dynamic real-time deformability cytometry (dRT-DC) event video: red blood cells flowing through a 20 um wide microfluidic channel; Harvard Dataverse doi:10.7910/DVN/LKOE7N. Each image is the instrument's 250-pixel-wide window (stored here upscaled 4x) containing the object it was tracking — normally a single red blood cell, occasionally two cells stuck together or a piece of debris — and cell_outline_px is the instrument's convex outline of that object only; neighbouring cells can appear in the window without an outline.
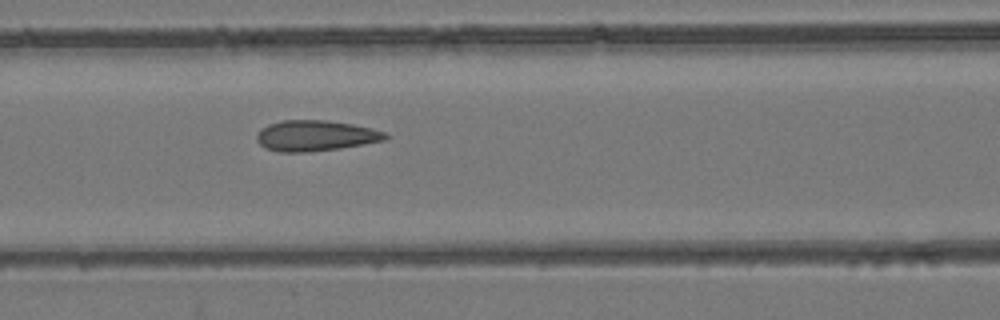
{"species": "common noctule bat (a hibernating species)", "species_latin": "Nyctalus noctula", "temperature_condition": "room temperature", "stored_images_in_passage": 6, "camera_frame_rate_fps": 3000, "um_per_image_px": 0.085, "animal": {"sex": "female", "body_mass_g": 24.6, "forearm_length_mm": 56.2}, "frame": {"image": 1, "passage_image": 6, "time_ms": 6.667, "image_size_px": [1000, 320], "cell_outline_px": [[392, 136], [384, 140], [340, 148], [308, 152], [280, 152], [264, 148], [256, 140], [256, 136], [260, 128], [268, 124], [284, 120], [324, 120], [352, 124], [372, 128], [388, 132]], "centroid_in_image_um": [26.82, 11.53], "position_along_channel_um": 139.8, "area_um2": 23.18}}